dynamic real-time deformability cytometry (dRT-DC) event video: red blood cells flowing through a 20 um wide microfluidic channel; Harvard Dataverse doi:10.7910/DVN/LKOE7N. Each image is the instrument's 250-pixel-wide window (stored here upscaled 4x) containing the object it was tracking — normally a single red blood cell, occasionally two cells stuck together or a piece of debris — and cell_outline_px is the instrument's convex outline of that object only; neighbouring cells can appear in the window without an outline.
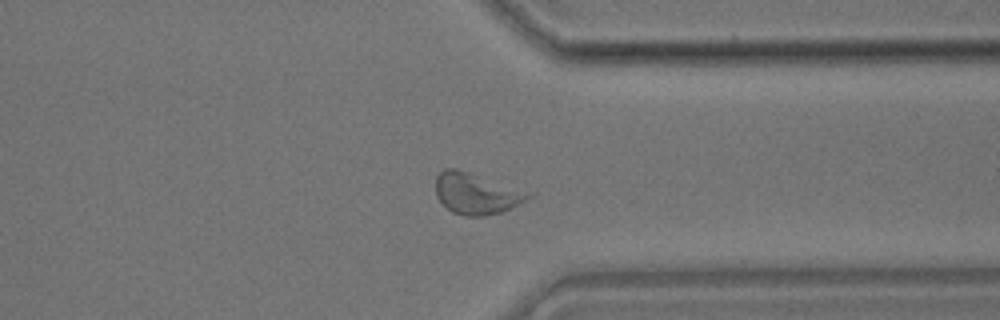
{"species": "common noctule bat (a hibernating species)", "species_latin": "Nyctalus noctula", "temperature_condition": "room temperature", "stored_images_in_passage": 33, "camera_frame_rate_fps": 3000, "um_per_image_px": 0.085, "animal": {"sex": "male", "body_mass_g": 17.9}, "frame": {"image": 1, "passage_image": 24, "time_ms": 7.667, "image_size_px": [1000, 320], "cell_outline_px": [[536, 192], [532, 196], [500, 212], [484, 216], [464, 216], [452, 212], [436, 196], [436, 176], [444, 168], [456, 168]], "centroid_in_image_um": [40.51, 16.42], "position_along_channel_um": 370.9, "area_um2": 22.31}}